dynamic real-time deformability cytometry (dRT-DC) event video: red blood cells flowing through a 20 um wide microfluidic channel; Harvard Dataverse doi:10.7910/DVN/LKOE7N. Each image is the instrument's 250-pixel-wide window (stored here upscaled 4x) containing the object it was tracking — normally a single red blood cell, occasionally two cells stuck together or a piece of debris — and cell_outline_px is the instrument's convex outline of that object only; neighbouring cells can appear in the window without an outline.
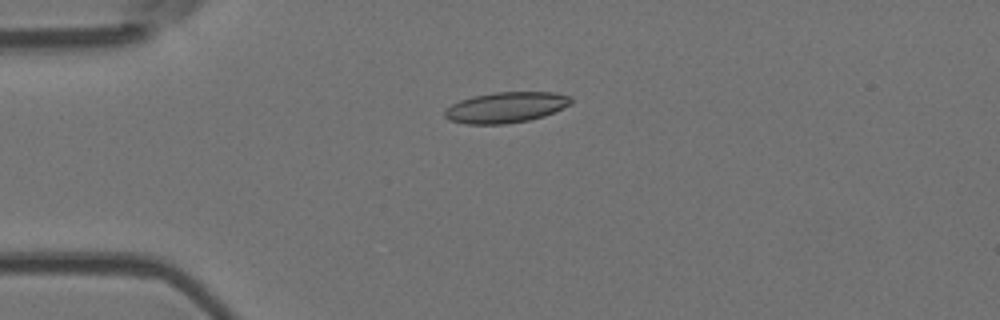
{"species": "Egyptian fruit bat (a non-hibernating species)", "species_latin": "Rousettus aegyptiacus", "temperature_condition": "room temperature", "stored_images_in_passage": 4, "camera_frame_rate_fps": 3000, "um_per_image_px": 0.085, "animal": {"sex": "female"}, "frame": {"image": 1, "passage_image": 3, "time_ms": 3.333, "image_size_px": [1000, 320], "cell_outline_px": [[572, 104], [544, 116], [528, 120], [504, 124], [468, 124], [448, 120], [444, 116], [444, 112], [452, 104], [460, 100], [472, 96], [496, 92], [556, 92], [572, 96]], "centroid_in_image_um": [43.03, 9.12], "position_along_channel_um": 42.0, "area_um2": 22.66}}